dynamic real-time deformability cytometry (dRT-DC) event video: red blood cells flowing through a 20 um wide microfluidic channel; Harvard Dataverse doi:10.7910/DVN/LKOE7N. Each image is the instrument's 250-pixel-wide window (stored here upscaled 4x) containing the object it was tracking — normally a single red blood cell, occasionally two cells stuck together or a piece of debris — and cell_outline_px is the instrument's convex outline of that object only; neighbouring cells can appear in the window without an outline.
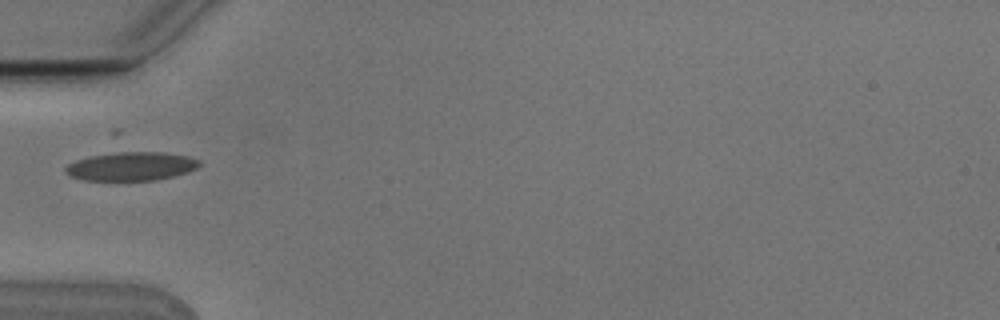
{"species": "Egyptian fruit bat (a non-hibernating species)", "species_latin": "Rousettus aegyptiacus", "temperature_condition": "cold", "stored_images_in_passage": 2, "camera_frame_rate_fps": 3000, "um_per_image_px": 0.085, "animal": {"sex": "male"}, "frame": {"image": 1, "passage_image": 2, "time_ms": 0.333, "image_size_px": [1000, 320], "cell_outline_px": [[200, 164], [196, 168], [188, 172], [156, 180], [84, 180], [72, 176], [64, 172], [64, 168], [68, 164], [76, 160], [88, 156], [116, 152], [164, 152], [184, 156], [200, 160]], "centroid_in_image_um": [11.12, 14.13], "position_along_channel_um": 73.9, "area_um2": 22.2}}